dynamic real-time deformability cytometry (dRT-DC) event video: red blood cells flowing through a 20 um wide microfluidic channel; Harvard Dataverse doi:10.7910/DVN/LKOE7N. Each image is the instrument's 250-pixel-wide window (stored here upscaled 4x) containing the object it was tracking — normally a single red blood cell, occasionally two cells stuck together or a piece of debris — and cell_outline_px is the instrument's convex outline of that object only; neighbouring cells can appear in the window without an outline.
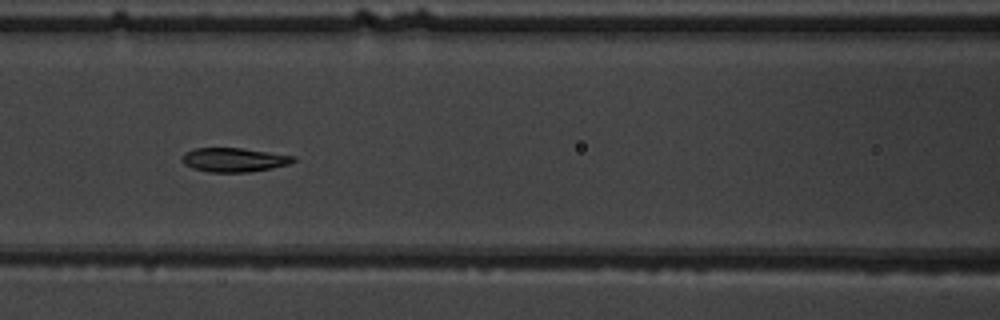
{"species": "common noctule bat (a hibernating species)", "species_latin": "Nyctalus noctula", "temperature_condition": "warm", "stored_images_in_passage": 8, "camera_frame_rate_fps": 3000, "um_per_image_px": 0.085, "animal": {"sex": "male", "body_mass_g": 19.5, "forearm_length_mm": 54.6}, "frame": {"image": 1, "passage_image": 6, "time_ms": 5.667, "image_size_px": [1000, 320], "cell_outline_px": [[296, 160], [288, 164], [272, 168], [248, 172], [208, 172], [192, 168], [184, 164], [180, 160], [184, 152], [192, 148], [244, 148], [296, 156]], "centroid_in_image_um": [19.86, 13.58], "position_along_channel_um": 146.7, "area_um2": 15.78}}
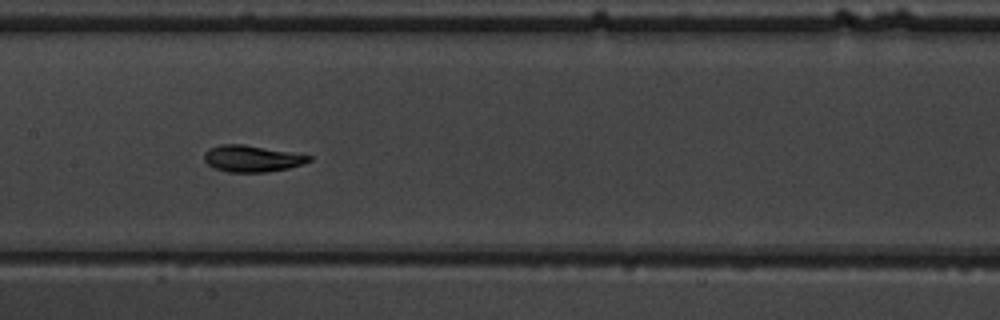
{"frame": {"image": 2, "passage_image": 7, "time_ms": 6.667, "image_size_px": [1000, 320], "cell_outline_px": [[312, 160], [304, 164], [288, 168], [268, 172], [228, 172], [216, 168], [208, 164], [204, 160], [204, 152], [208, 148], [220, 144], [244, 144], [312, 156]], "centroid_in_image_um": [21.4, 13.48], "position_along_channel_um": 186.0, "area_um2": 16.18}}
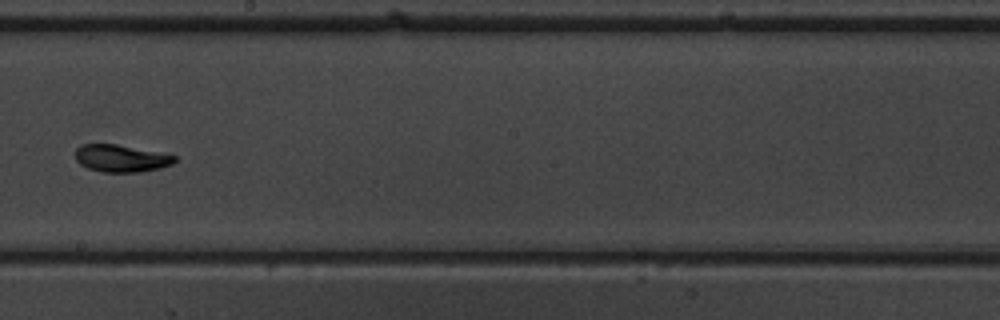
{"frame": {"image": 3, "passage_image": 8, "time_ms": 8.0, "image_size_px": [1000, 320], "cell_outline_px": [[176, 160], [172, 164], [160, 168], [140, 172], [100, 172], [88, 168], [80, 164], [76, 160], [76, 148], [80, 144], [116, 144], [176, 156]], "centroid_in_image_um": [10.26, 13.46], "position_along_channel_um": 237.9, "area_um2": 15.66}}